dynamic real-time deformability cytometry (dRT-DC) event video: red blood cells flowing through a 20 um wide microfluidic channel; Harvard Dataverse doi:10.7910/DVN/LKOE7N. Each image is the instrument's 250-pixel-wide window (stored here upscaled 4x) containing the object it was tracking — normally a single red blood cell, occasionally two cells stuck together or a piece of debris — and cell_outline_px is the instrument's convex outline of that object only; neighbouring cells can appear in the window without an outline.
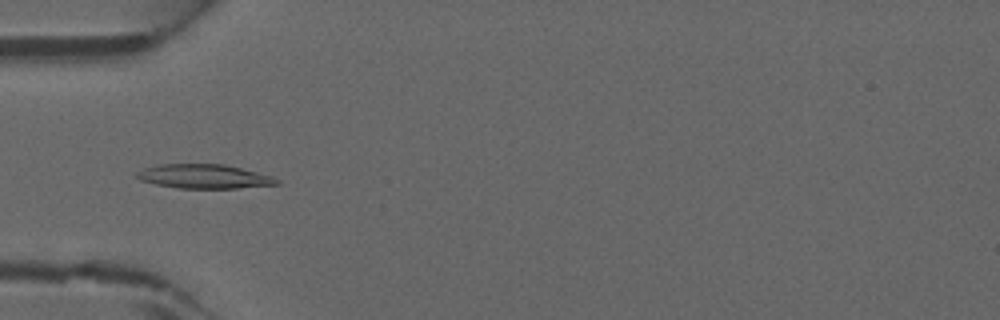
{"species": "common noctule bat (a hibernating species)", "species_latin": "Nyctalus noctula", "temperature_condition": "warm", "stored_images_in_passage": 44, "camera_frame_rate_fps": 3000, "um_per_image_px": 0.085, "animal": {"sex": "male", "forearm_length_mm": 52.5}, "frame": {"image": 1, "passage_image": 14, "time_ms": 4.333, "image_size_px": [1000, 320], "cell_outline_px": [[280, 184], [236, 188], [176, 188], [156, 184], [140, 180], [136, 176], [136, 172], [144, 168], [160, 164], [224, 164], [272, 176], [280, 180]], "centroid_in_image_um": [17.34, 15.0], "position_along_channel_um": 67.7, "area_um2": 19.59}}
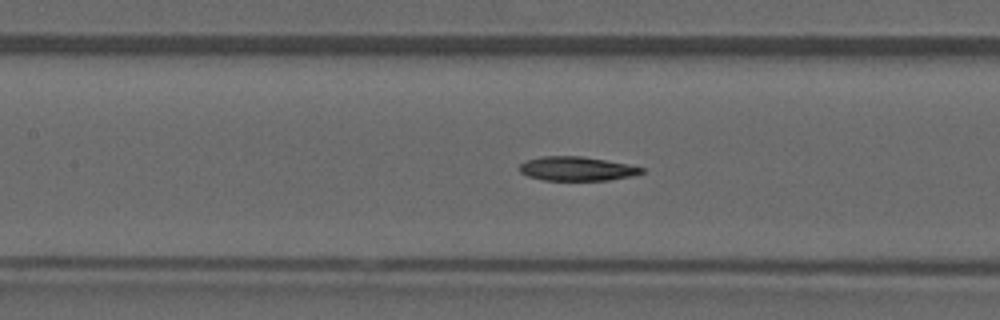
{"frame": {"image": 2, "passage_image": 20, "time_ms": 6.333, "image_size_px": [1000, 320], "cell_outline_px": [[644, 172], [636, 176], [608, 180], [544, 180], [528, 176], [520, 172], [520, 164], [524, 160], [540, 156], [580, 156], [628, 164], [644, 168]], "centroid_in_image_um": [49.03, 14.34], "position_along_channel_um": 158.4, "area_um2": 17.22}}
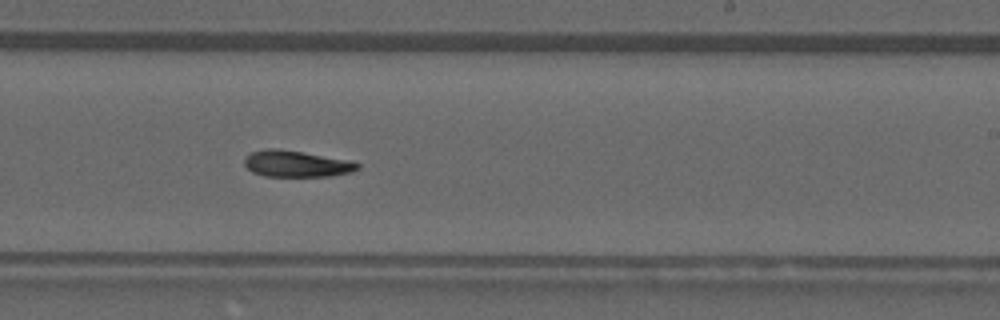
{"frame": {"image": 3, "passage_image": 27, "time_ms": 8.667, "image_size_px": [1000, 320], "cell_outline_px": [[360, 168], [352, 172], [328, 176], [264, 176], [252, 172], [244, 164], [244, 156], [252, 152], [264, 148], [280, 148], [352, 160], [360, 164]], "centroid_in_image_um": [25.2, 13.9], "position_along_channel_um": 263.8, "area_um2": 17.69}}